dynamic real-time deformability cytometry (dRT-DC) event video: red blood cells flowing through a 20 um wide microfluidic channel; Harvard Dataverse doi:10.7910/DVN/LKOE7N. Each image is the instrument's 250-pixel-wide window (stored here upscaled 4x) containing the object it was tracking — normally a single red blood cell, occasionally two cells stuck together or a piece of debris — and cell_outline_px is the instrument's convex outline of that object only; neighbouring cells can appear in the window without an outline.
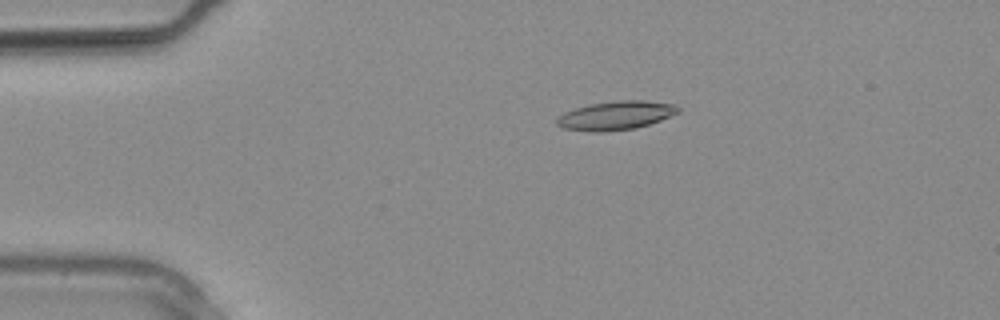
{"species": "common noctule bat (a hibernating species)", "species_latin": "Nyctalus noctula", "temperature_condition": "warm", "stored_images_in_passage": 9, "camera_frame_rate_fps": 3000, "um_per_image_px": 0.085, "animal": {"sex": "male", "body_mass_g": 20.4}, "frame": {"image": 1, "passage_image": 3, "time_ms": 0.667, "image_size_px": [1000, 320], "cell_outline_px": [[680, 112], [660, 120], [636, 128], [604, 132], [592, 132], [564, 128], [556, 124], [556, 120], [564, 112], [588, 104], [616, 100], [644, 100], [676, 104], [680, 108]], "centroid_in_image_um": [52.36, 9.81], "position_along_channel_um": 32.6, "area_um2": 20.4}}
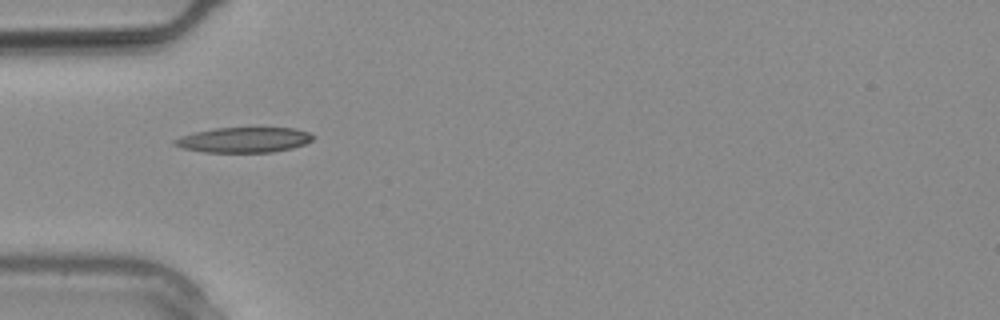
{"frame": {"image": 2, "passage_image": 6, "time_ms": 1.667, "image_size_px": [1000, 320], "cell_outline_px": [[316, 136], [312, 140], [304, 144], [292, 148], [272, 152], [204, 152], [180, 148], [172, 144], [172, 140], [180, 136], [196, 132], [216, 128], [296, 128], [308, 132]], "centroid_in_image_um": [20.71, 11.89], "position_along_channel_um": 64.3, "area_um2": 20.4}}